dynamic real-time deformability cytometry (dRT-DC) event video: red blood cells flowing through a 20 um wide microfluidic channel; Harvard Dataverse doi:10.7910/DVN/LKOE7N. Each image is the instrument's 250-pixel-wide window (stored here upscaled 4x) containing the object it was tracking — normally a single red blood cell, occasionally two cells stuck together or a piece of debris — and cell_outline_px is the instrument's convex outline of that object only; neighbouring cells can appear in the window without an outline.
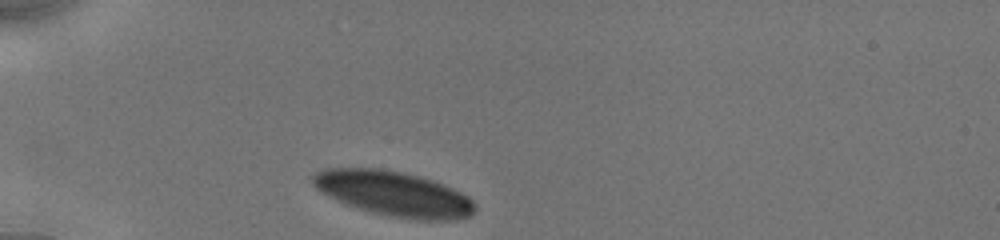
{"species": "human", "species_latin": "Homo sapiens", "temperature_condition": "cold", "stored_images_in_passage": 11, "camera_frame_rate_fps": 3000, "um_per_image_px": 0.085, "donor": {"sex": "male"}, "frame": {"image": 1, "passage_image": 1, "time_ms": 0.0, "image_size_px": [1000, 240], "cell_outline_px": [[476, 212], [472, 216], [460, 220], [412, 220], [388, 216], [372, 212], [344, 204], [328, 196], [316, 188], [312, 184], [312, 176], [316, 172], [324, 168], [384, 168], [432, 180], [444, 184], [468, 196], [476, 204]], "centroid_in_image_um": [33.49, 16.48], "position_along_channel_um": 51.5, "area_um2": 42.83}}
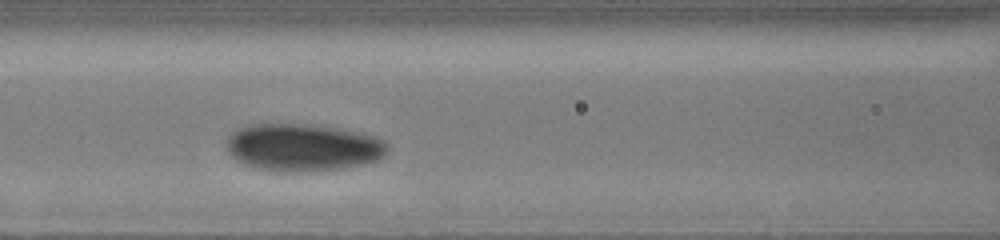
{"frame": {"image": 2, "passage_image": 7, "time_ms": 3.0, "image_size_px": [1000, 240], "cell_outline_px": [[388, 152], [380, 160], [340, 168], [284, 172], [252, 168], [236, 160], [228, 152], [224, 144], [228, 136], [236, 128], [244, 124], [312, 124], [340, 128], [364, 132], [376, 136], [384, 140], [388, 144]], "centroid_in_image_um": [25.72, 12.5], "position_along_channel_um": 140.9, "area_um2": 45.14}}
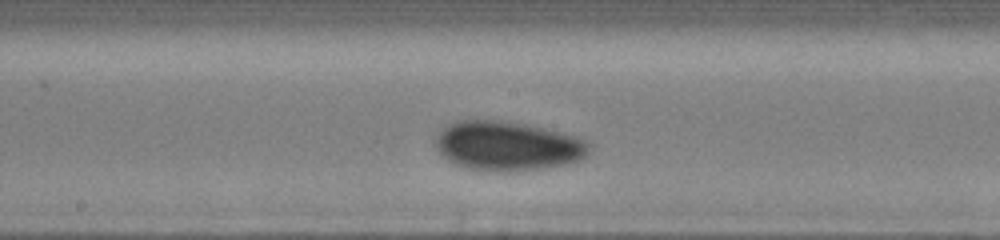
{"frame": {"image": 3, "passage_image": 10, "time_ms": 4.667, "image_size_px": [1000, 240], "cell_outline_px": [[592, 144], [584, 156], [580, 160], [564, 164], [544, 168], [508, 172], [496, 172], [464, 168], [440, 156], [436, 148], [436, 136], [448, 124], [456, 120], [500, 120], [528, 124], [576, 136]], "centroid_in_image_um": [43.11, 12.41], "position_along_channel_um": 205.1, "area_um2": 44.45}}